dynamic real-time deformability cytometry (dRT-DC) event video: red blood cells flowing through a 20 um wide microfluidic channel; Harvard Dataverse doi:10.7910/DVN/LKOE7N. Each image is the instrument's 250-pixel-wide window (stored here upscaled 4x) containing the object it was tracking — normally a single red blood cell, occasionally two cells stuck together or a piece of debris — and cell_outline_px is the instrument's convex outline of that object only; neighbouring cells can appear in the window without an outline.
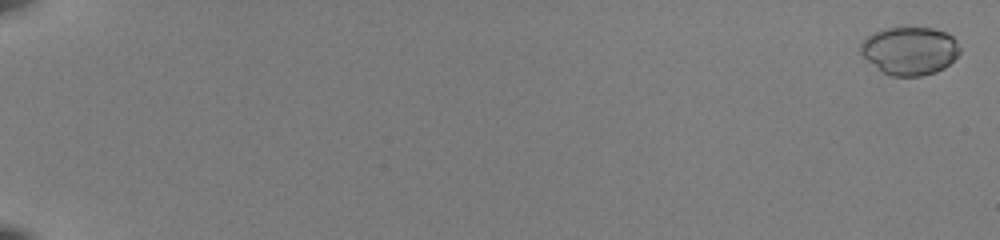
{"species": "common noctule bat (a hibernating species)", "species_latin": "Nyctalus noctula", "temperature_condition": "room temperature", "stored_images_in_passage": 54, "camera_frame_rate_fps": 3000, "um_per_image_px": 0.085, "animal": {"sex": "female", "body_mass_g": 22.0, "forearm_length_mm": 56.7}, "frame": {"image": 1, "passage_image": 2, "time_ms": 0.333, "image_size_px": [1000, 240], "cell_outline_px": [[960, 52], [944, 68], [936, 72], [920, 76], [892, 76], [880, 72], [860, 52], [860, 44], [872, 32], [884, 28], [932, 28], [944, 32], [952, 36], [956, 40], [960, 48]], "centroid_in_image_um": [77.31, 4.32], "position_along_channel_um": 7.7, "area_um2": 27.74}, "authors_computed_cell_mechanics": {"area_um2": 17.2533, "velocity_mm_per_s": 3.968, "shape_relaxation_time_tau1_ms": null, "shape_relaxation_time_tau2_ms": 2.2629, "deformation_change_tau1": null, "deformation_change_tau2": 0.0652}}